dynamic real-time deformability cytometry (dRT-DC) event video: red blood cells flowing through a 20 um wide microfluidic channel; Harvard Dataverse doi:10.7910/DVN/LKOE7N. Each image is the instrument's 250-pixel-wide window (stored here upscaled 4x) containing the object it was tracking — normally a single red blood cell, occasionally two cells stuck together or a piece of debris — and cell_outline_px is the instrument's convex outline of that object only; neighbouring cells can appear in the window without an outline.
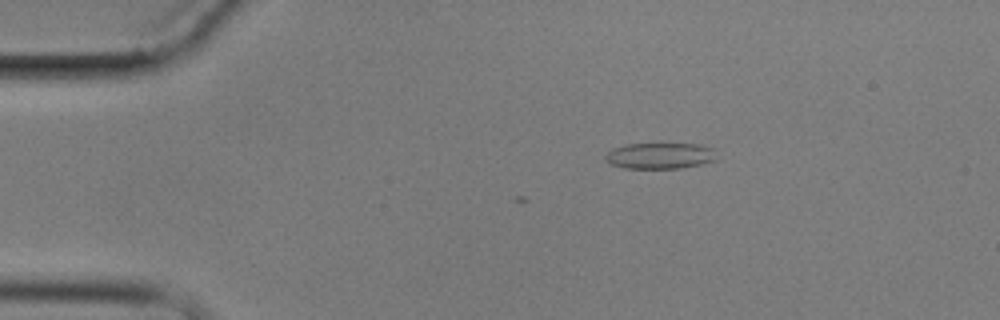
{"species": "common noctule bat (a hibernating species)", "species_latin": "Nyctalus noctula", "temperature_condition": "cold", "stored_images_in_passage": 5, "camera_frame_rate_fps": 3000, "um_per_image_px": 0.085, "animal": {"sex": "male", "body_mass_g": 17.9}, "frame": {"image": 1, "passage_image": 3, "time_ms": 2.667, "image_size_px": [1000, 320], "cell_outline_px": [[716, 160], [700, 164], [680, 168], [624, 168], [608, 164], [604, 160], [604, 156], [612, 148], [624, 144], [696, 144], [712, 148]], "centroid_in_image_um": [56.01, 13.24], "position_along_channel_um": 29.0, "area_um2": 16.88}}
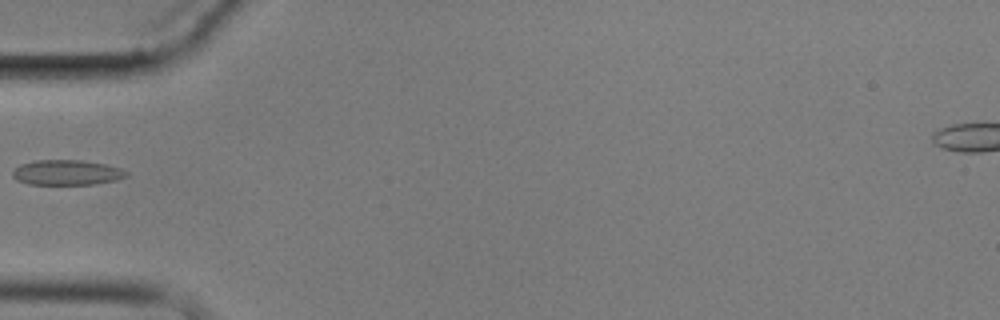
{"frame": {"image": 2, "passage_image": 5, "time_ms": 5.667, "image_size_px": [1000, 320], "cell_outline_px": [[128, 176], [116, 180], [96, 184], [28, 184], [16, 180], [12, 176], [12, 172], [20, 164], [36, 160], [80, 160], [104, 164], [120, 168], [128, 172]], "centroid_in_image_um": [5.67, 14.66], "position_along_channel_um": 79.3, "area_um2": 16.65}}